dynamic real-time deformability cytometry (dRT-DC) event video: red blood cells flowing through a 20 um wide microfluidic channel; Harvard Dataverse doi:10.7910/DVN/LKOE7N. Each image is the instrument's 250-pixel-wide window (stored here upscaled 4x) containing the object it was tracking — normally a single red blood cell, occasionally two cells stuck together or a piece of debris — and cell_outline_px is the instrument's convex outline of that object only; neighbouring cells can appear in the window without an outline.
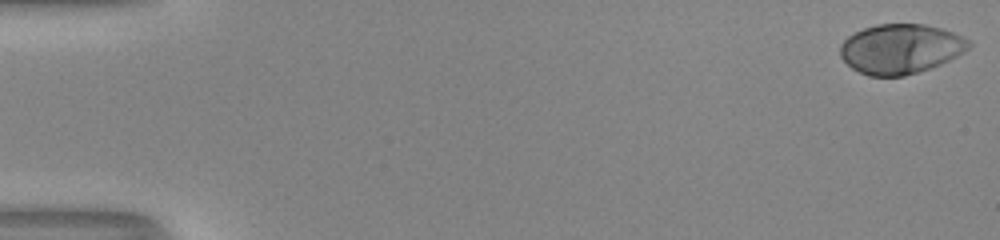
{"species": "human", "species_latin": "Homo sapiens", "temperature_condition": "room temperature", "stored_images_in_passage": 51, "camera_frame_rate_fps": 3000, "um_per_image_px": 0.085, "donor": {"sex": "male"}, "frame": {"image": 1, "passage_image": 1, "time_ms": 0.0, "image_size_px": [1000, 240], "cell_outline_px": [[972, 44], [964, 52], [940, 64], [904, 76], [868, 76], [852, 68], [840, 56], [840, 44], [848, 36], [864, 28], [876, 24], [924, 24], [940, 28], [964, 36], [972, 40]], "centroid_in_image_um": [76.56, 4.14], "position_along_channel_um": 8.4, "area_um2": 37.17}}
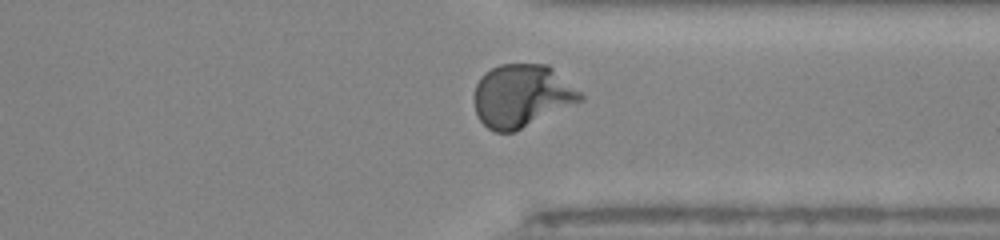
{"frame": {"image": 2, "passage_image": 41, "time_ms": 13.333, "image_size_px": [1000, 240], "cell_outline_px": [[584, 100], [512, 132], [496, 132], [488, 128], [480, 120], [476, 112], [476, 84], [480, 76], [484, 72], [500, 64], [548, 64], [580, 92], [584, 96]], "centroid_in_image_um": [44.35, 8.13], "position_along_channel_um": 367.0, "area_um2": 38.38}}
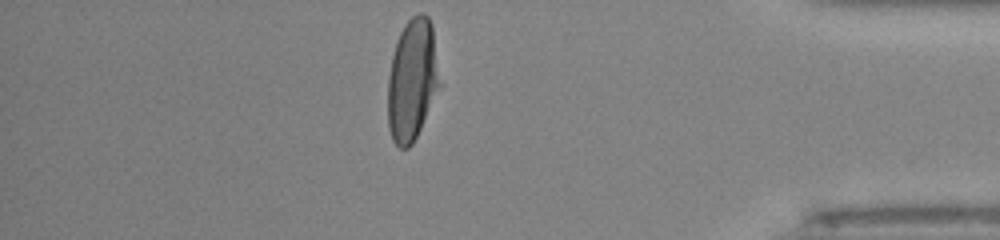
{"frame": {"image": 3, "passage_image": 46, "time_ms": 15.0, "image_size_px": [1000, 240], "cell_outline_px": [[444, 84], [412, 144], [408, 148], [400, 148], [392, 140], [388, 128], [388, 76], [392, 56], [396, 40], [404, 24], [412, 16], [420, 12], [424, 12], [428, 16], [432, 24]], "centroid_in_image_um": [35.1, 6.77], "position_along_channel_um": 400.1, "area_um2": 38.21}, "authors_computed_cell_mechanics": {"area_um2": 37.1076, "velocity_mm_per_s": 4.0529, "shape_relaxation_time_tau1_ms": 3.0225, "shape_relaxation_time_tau2_ms": null, "deformation_change_tau1": 0.211, "deformation_change_tau2": null}}